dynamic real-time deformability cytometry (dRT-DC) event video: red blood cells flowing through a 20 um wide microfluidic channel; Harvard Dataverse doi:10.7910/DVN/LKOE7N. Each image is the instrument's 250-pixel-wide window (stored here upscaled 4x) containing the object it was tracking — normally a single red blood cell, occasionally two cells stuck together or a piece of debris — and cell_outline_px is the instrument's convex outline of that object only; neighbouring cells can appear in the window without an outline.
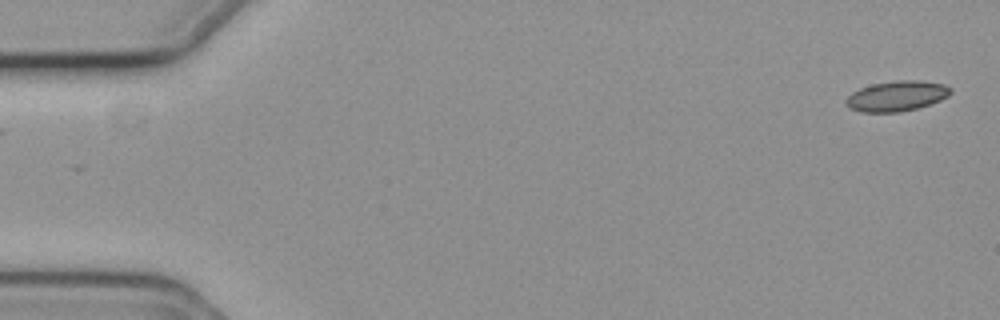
{"species": "common noctule bat (a hibernating species)", "species_latin": "Nyctalus noctula", "temperature_condition": "cold", "stored_images_in_passage": 3, "camera_frame_rate_fps": 3000, "um_per_image_px": 0.085, "animal": {"sex": "female", "body_mass_g": 19.3, "forearm_length_mm": 54.1}, "frame": {"image": 1, "passage_image": 1, "time_ms": 0.0, "image_size_px": [1000, 320], "cell_outline_px": [[952, 92], [948, 96], [940, 100], [916, 108], [900, 112], [860, 112], [844, 104], [844, 100], [852, 92], [860, 88], [872, 84], [896, 80], [916, 80], [944, 84], [952, 88]], "centroid_in_image_um": [76.2, 8.16], "position_along_channel_um": 8.8, "area_um2": 18.44}}